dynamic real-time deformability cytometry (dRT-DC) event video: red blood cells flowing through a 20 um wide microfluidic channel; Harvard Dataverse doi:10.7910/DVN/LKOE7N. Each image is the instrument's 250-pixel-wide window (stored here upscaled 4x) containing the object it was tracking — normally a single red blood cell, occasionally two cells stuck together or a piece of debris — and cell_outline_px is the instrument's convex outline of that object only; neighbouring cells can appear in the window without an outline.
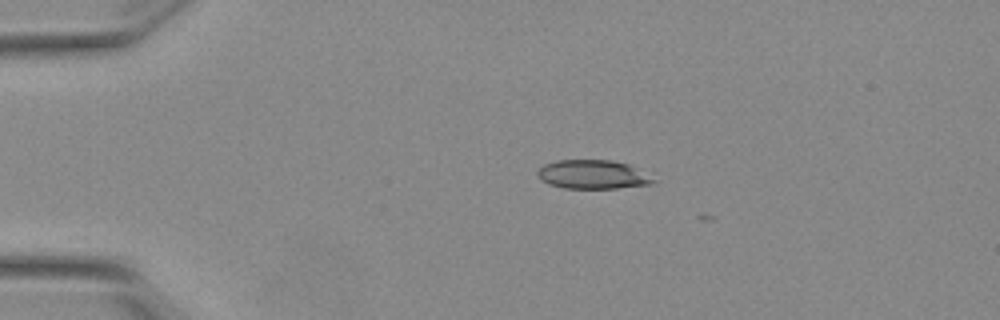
{"species": "Egyptian fruit bat (a non-hibernating species)", "species_latin": "Rousettus aegyptiacus", "temperature_condition": "warm", "stored_images_in_passage": 9, "camera_frame_rate_fps": 3000, "um_per_image_px": 0.085, "animal": {"sex": "female"}, "frame": {"image": 1, "passage_image": 1, "time_ms": 0.0, "image_size_px": [1000, 320], "cell_outline_px": [[660, 180], [652, 184], [616, 188], [564, 188], [548, 184], [540, 180], [536, 176], [536, 172], [544, 164], [556, 160], [612, 160], [628, 164]], "centroid_in_image_um": [50.39, 14.83], "position_along_channel_um": 34.6, "area_um2": 19.71}}
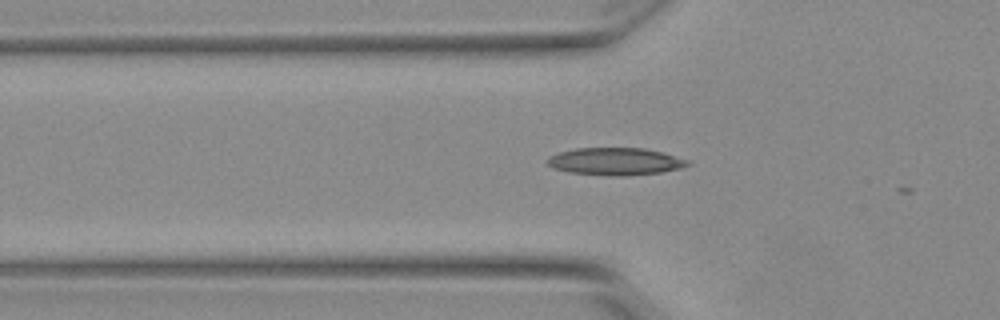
{"frame": {"image": 2, "passage_image": 8, "time_ms": 2.333, "image_size_px": [1000, 320], "cell_outline_px": [[692, 164], [680, 168], [660, 172], [624, 176], [608, 176], [568, 172], [552, 168], [544, 160], [548, 156], [560, 152], [576, 148], [644, 148], [660, 152], [688, 160]], "centroid_in_image_um": [52.24, 13.73], "position_along_channel_um": 73.6, "area_um2": 22.43}}